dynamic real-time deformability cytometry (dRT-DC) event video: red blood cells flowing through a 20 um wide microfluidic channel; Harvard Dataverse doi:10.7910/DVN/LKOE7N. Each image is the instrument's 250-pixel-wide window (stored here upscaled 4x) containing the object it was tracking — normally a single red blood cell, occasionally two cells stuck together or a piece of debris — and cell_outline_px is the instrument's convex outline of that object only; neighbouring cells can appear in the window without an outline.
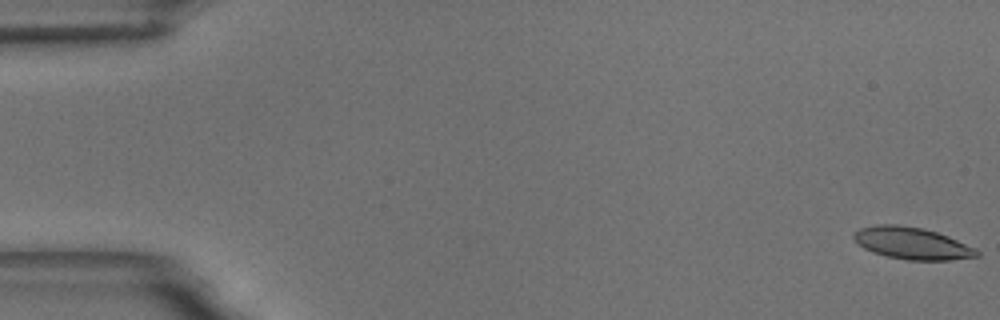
{"species": "common noctule bat (a hibernating species)", "species_latin": "Nyctalus noctula", "temperature_condition": "room temperature", "stored_images_in_passage": 56, "camera_frame_rate_fps": 3000, "um_per_image_px": 0.085, "animal": {"sex": "male", "body_mass_g": 18.8}, "frame": {"image": 1, "passage_image": 1, "time_ms": 0.0, "image_size_px": [1000, 320], "cell_outline_px": [[980, 256], [948, 260], [908, 260], [888, 256], [864, 248], [852, 236], [860, 228], [876, 224], [896, 224], [924, 228], [948, 236], [976, 248], [980, 252]], "centroid_in_image_um": [77.57, 20.67], "position_along_channel_um": 7.4, "area_um2": 22.72}}
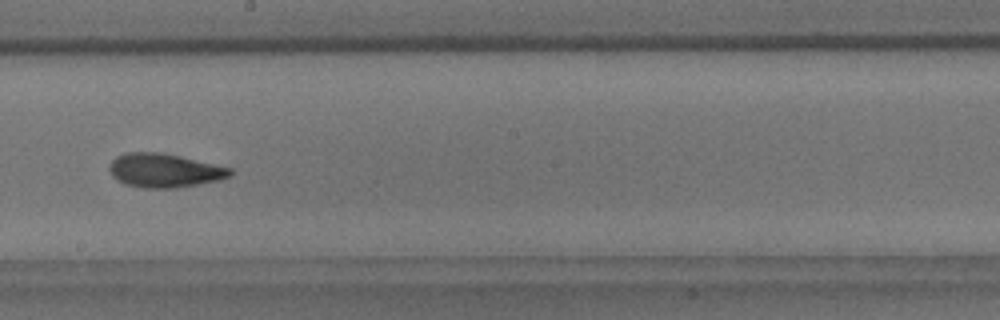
{"frame": {"image": 2, "passage_image": 32, "time_ms": 10.333, "image_size_px": [1000, 320], "cell_outline_px": [[232, 176], [220, 180], [176, 188], [144, 188], [124, 184], [112, 176], [108, 168], [112, 160], [116, 156], [124, 152], [160, 152], [232, 168]], "centroid_in_image_um": [13.95, 14.49], "position_along_channel_um": 234.2, "area_um2": 23.87}}
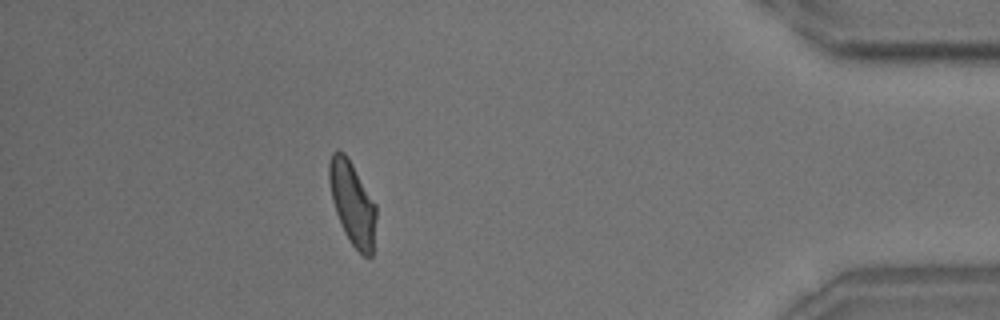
{"frame": {"image": 3, "passage_image": 50, "time_ms": 16.333, "image_size_px": [1000, 320], "cell_outline_px": [[376, 216], [372, 256], [364, 256], [352, 244], [344, 232], [336, 212], [332, 200], [328, 180], [328, 164], [332, 152], [336, 148], [344, 152], [352, 164], [376, 204]], "centroid_in_image_um": [29.93, 17.23], "position_along_channel_um": 405.3, "area_um2": 22.72}, "authors_computed_cell_mechanics": {"area_um2": 23.2934, "velocity_mm_per_s": 3.6314, "shape_relaxation_time_tau1_ms": 6.7272, "shape_relaxation_time_tau2_ms": 2.24, "deformation_change_tau1": 0.1695, "deformation_change_tau2": 0.0888}}